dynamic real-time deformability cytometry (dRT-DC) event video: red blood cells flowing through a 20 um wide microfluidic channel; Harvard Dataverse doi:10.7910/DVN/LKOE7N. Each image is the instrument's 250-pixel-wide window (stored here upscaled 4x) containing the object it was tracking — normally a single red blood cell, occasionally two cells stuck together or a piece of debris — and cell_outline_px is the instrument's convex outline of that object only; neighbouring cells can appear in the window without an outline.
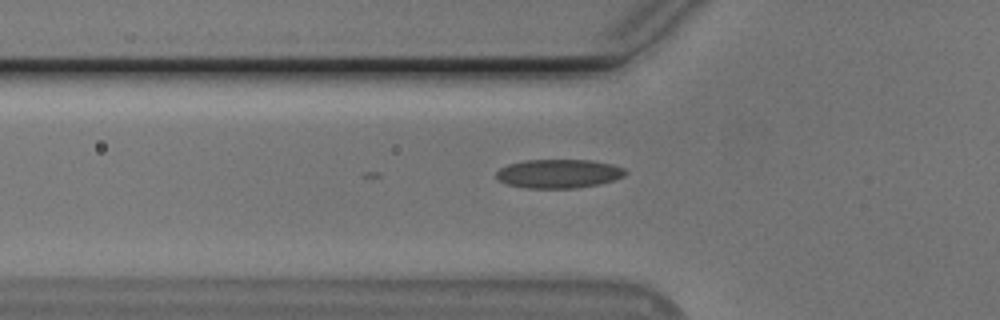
{"species": "Egyptian fruit bat (a non-hibernating species)", "species_latin": "Rousettus aegyptiacus", "temperature_condition": "cold", "stored_images_in_passage": 26, "camera_frame_rate_fps": 3000, "um_per_image_px": 0.085, "animal": {"sex": "male"}, "frame": {"image": 1, "passage_image": 7, "time_ms": 2.0, "image_size_px": [1000, 320], "cell_outline_px": [[628, 172], [624, 176], [612, 180], [596, 184], [576, 188], [528, 188], [508, 184], [500, 180], [496, 176], [496, 172], [500, 168], [508, 164], [524, 160], [592, 160], [612, 164], [624, 168]], "centroid_in_image_um": [47.49, 14.75], "position_along_channel_um": 78.3, "area_um2": 21.56}}
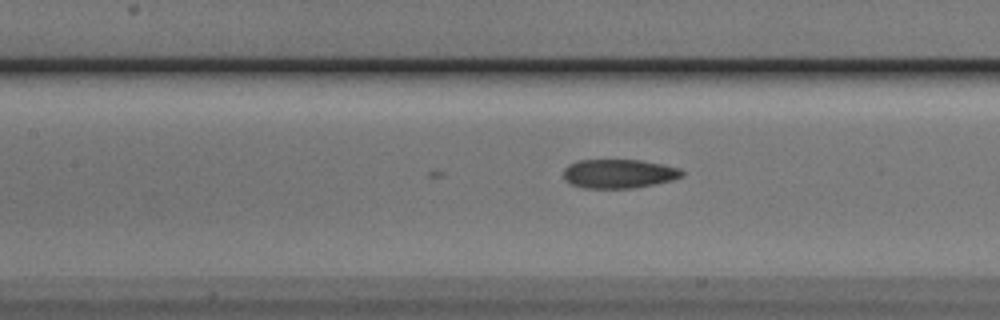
{"frame": {"image": 2, "passage_image": 13, "time_ms": 4.0, "image_size_px": [1000, 320], "cell_outline_px": [[684, 176], [672, 180], [632, 188], [584, 188], [572, 184], [564, 180], [564, 168], [568, 164], [576, 160], [640, 160], [680, 168], [684, 172]], "centroid_in_image_um": [52.58, 14.76], "position_along_channel_um": 154.8, "area_um2": 20.0}}
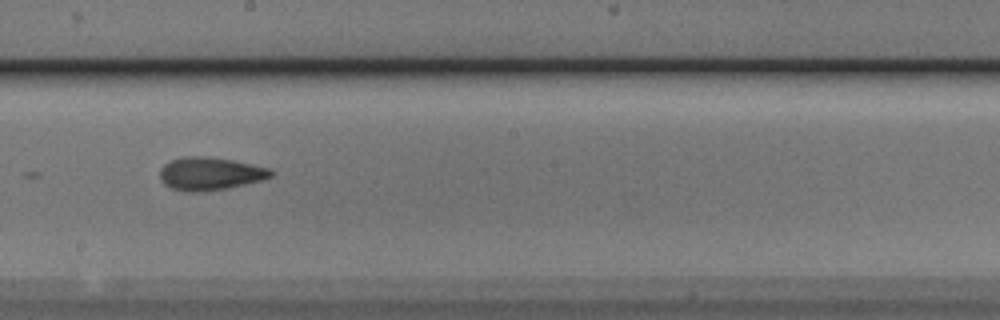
{"frame": {"image": 3, "passage_image": 19, "time_ms": 6.0, "image_size_px": [1000, 320], "cell_outline_px": [[272, 176], [260, 180], [228, 188], [204, 192], [184, 192], [172, 188], [164, 184], [160, 180], [160, 168], [164, 164], [172, 160], [184, 156], [208, 156], [232, 160], [268, 168], [272, 172]], "centroid_in_image_um": [17.79, 14.77], "position_along_channel_um": 230.4, "area_um2": 21.27}}